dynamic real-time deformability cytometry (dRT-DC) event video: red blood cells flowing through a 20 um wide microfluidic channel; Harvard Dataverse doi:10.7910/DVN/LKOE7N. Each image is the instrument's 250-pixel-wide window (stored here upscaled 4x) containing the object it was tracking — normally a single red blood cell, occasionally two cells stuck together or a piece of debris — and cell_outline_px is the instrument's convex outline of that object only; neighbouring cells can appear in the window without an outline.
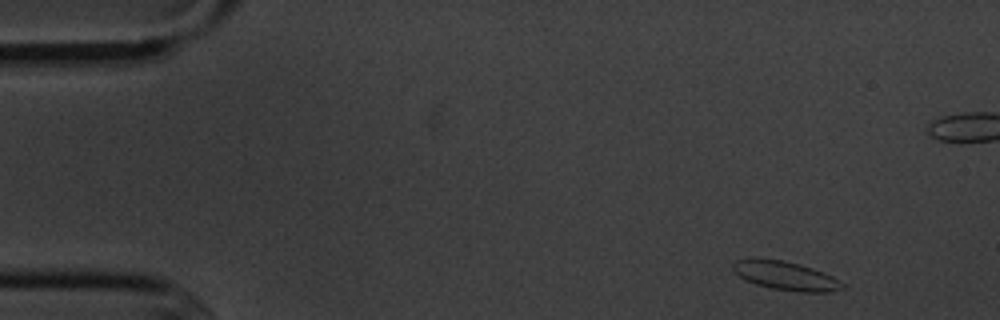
{"species": "common noctule bat (a hibernating species)", "species_latin": "Nyctalus noctula", "temperature_condition": "cold", "stored_images_in_passage": 4, "camera_frame_rate_fps": 3000, "um_per_image_px": 0.085, "animal": {"sex": "male", "body_mass_g": 20.1, "forearm_length_mm": 53.5}, "frame": {"image": 1, "passage_image": 1, "time_ms": 0.0, "image_size_px": [1000, 320], "cell_outline_px": [[848, 288], [832, 292], [800, 292], [772, 288], [756, 284], [740, 276], [732, 268], [732, 264], [736, 260], [748, 256], [752, 256], [784, 260], [812, 268], [832, 276], [844, 284]], "centroid_in_image_um": [66.77, 23.41], "position_along_channel_um": 18.2, "area_um2": 18.61}}